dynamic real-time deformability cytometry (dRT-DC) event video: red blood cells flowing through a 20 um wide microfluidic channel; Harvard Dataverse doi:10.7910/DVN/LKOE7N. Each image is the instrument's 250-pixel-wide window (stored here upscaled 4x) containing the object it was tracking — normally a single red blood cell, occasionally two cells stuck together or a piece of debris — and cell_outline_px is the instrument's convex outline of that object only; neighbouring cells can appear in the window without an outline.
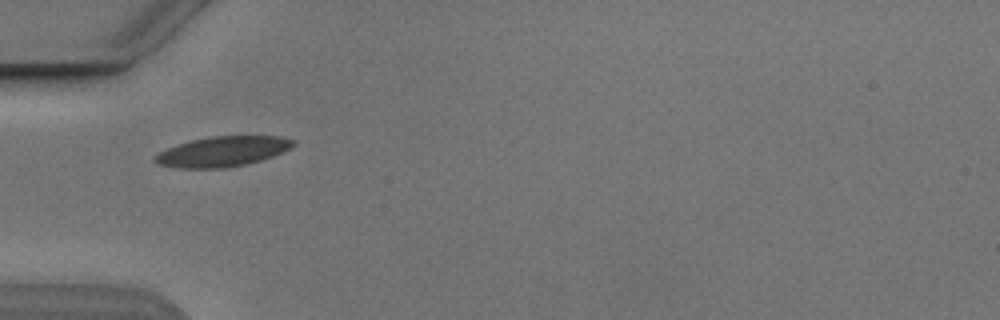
{"species": "Egyptian fruit bat (a non-hibernating species)", "species_latin": "Rousettus aegyptiacus", "temperature_condition": "cold", "stored_images_in_passage": 3, "camera_frame_rate_fps": 3000, "um_per_image_px": 0.085, "animal": {"sex": "male"}, "frame": {"image": 1, "passage_image": 1, "time_ms": 0.0, "image_size_px": [1000, 320], "cell_outline_px": [[296, 144], [272, 156], [260, 160], [244, 164], [224, 168], [180, 168], [160, 164], [152, 160], [152, 156], [168, 148], [192, 140], [212, 136], [280, 136], [296, 140]], "centroid_in_image_um": [18.91, 12.87], "position_along_channel_um": 66.1, "area_um2": 23.93}}
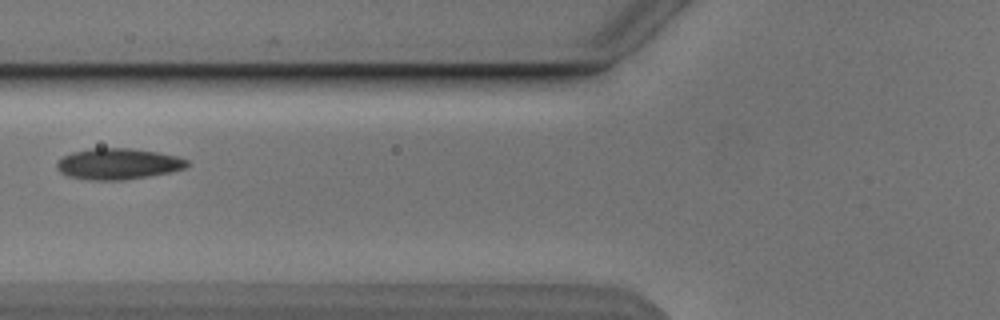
{"frame": {"image": 2, "passage_image": 2, "time_ms": 1.333, "image_size_px": [1000, 320], "cell_outline_px": [[192, 164], [184, 168], [168, 172], [148, 176], [120, 180], [88, 180], [68, 176], [60, 172], [56, 168], [56, 164], [64, 156], [72, 152], [88, 148], [128, 148], [156, 152], [176, 156], [188, 160]], "centroid_in_image_um": [10.02, 13.93], "position_along_channel_um": 115.8, "area_um2": 23.47}}